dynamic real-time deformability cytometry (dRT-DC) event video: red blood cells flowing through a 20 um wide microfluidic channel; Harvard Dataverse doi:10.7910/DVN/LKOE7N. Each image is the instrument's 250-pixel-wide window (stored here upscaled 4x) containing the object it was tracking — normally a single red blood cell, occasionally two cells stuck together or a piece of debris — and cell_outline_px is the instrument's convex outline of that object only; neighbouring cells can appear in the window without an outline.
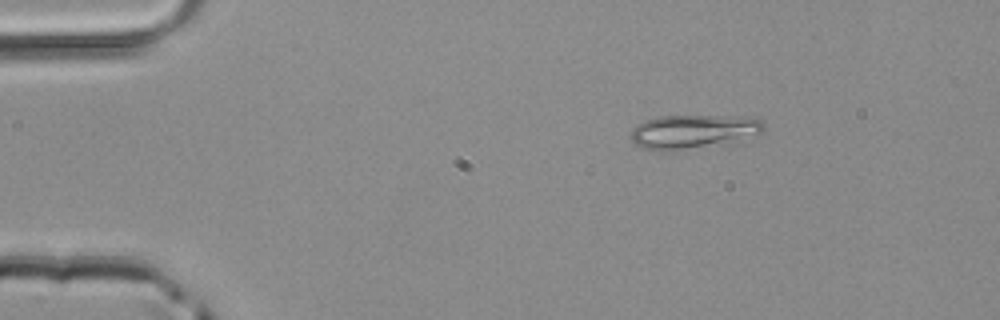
{"species": "common noctule bat (a hibernating species)", "species_latin": "Nyctalus noctula", "temperature_condition": "room temperature", "stored_images_in_passage": 43, "camera_frame_rate_fps": 3000, "um_per_image_px": 0.085, "animal": {"sex": "male", "body_mass_g": 20.4}, "frame": {"image": 1, "passage_image": 1, "time_ms": 0.0, "image_size_px": [1000, 320], "cell_outline_px": [[764, 128], [760, 132], [724, 144], [672, 152], [660, 152], [644, 148], [632, 144], [632, 128], [636, 124], [660, 116], [744, 116], [764, 120]], "centroid_in_image_um": [58.88, 11.2], "position_along_channel_um": 26.1, "area_um2": 26.53}}
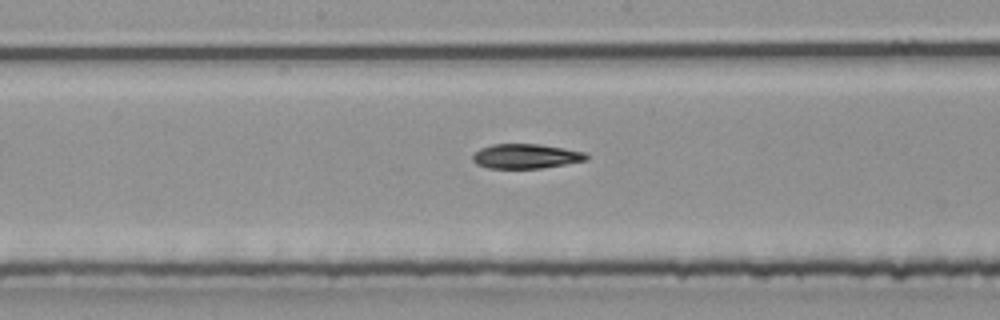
{"frame": {"image": 2, "passage_image": 19, "time_ms": 6.0, "image_size_px": [1000, 320], "cell_outline_px": [[588, 160], [540, 168], [488, 168], [476, 164], [472, 160], [472, 156], [480, 148], [492, 144], [540, 144], [564, 148], [584, 152], [588, 156]], "centroid_in_image_um": [44.68, 13.27], "position_along_channel_um": 203.5, "area_um2": 16.24}}
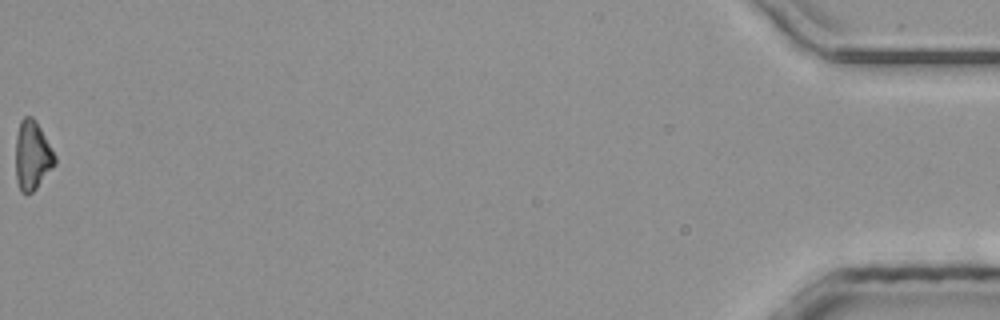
{"frame": {"image": 3, "passage_image": 43, "time_ms": 14.0, "image_size_px": [1000, 320], "cell_outline_px": [[56, 164], [36, 188], [32, 192], [20, 192], [16, 180], [16, 136], [20, 120], [24, 116], [32, 116], [36, 120], [52, 148], [56, 156]], "centroid_in_image_um": [2.75, 13.19], "position_along_channel_um": 432.5, "area_um2": 15.84}}